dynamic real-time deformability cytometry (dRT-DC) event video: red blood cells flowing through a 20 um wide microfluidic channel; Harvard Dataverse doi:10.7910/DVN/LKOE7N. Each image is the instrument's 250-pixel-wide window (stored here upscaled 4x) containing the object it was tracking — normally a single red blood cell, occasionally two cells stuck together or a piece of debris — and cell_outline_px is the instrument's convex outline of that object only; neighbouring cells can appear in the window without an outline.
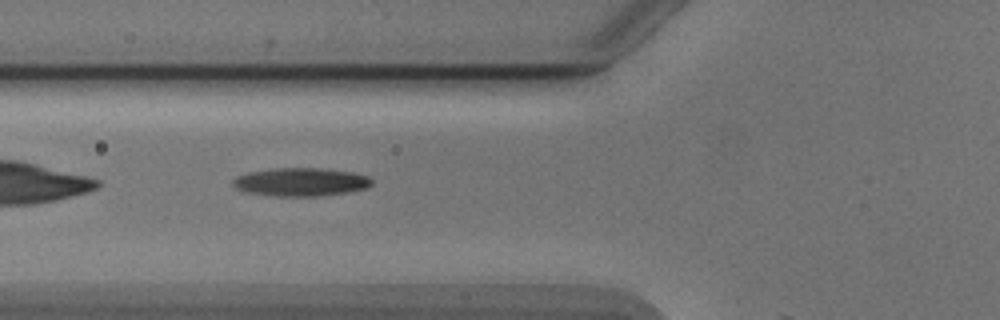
{"species": "Egyptian fruit bat (a non-hibernating species)", "species_latin": "Rousettus aegyptiacus", "temperature_condition": "cold", "stored_images_in_passage": 5, "camera_frame_rate_fps": 3000, "um_per_image_px": 0.085, "animal": {"sex": "male"}, "frame": {"image": 1, "passage_image": 4, "time_ms": 1.0, "image_size_px": [1000, 320], "cell_outline_px": [[372, 184], [364, 188], [348, 192], [320, 196], [280, 196], [248, 192], [236, 188], [232, 184], [232, 180], [236, 176], [248, 172], [272, 168], [320, 168], [352, 172], [368, 176], [372, 180]], "centroid_in_image_um": [25.55, 15.46], "position_along_channel_um": 100.2, "area_um2": 22.77}}